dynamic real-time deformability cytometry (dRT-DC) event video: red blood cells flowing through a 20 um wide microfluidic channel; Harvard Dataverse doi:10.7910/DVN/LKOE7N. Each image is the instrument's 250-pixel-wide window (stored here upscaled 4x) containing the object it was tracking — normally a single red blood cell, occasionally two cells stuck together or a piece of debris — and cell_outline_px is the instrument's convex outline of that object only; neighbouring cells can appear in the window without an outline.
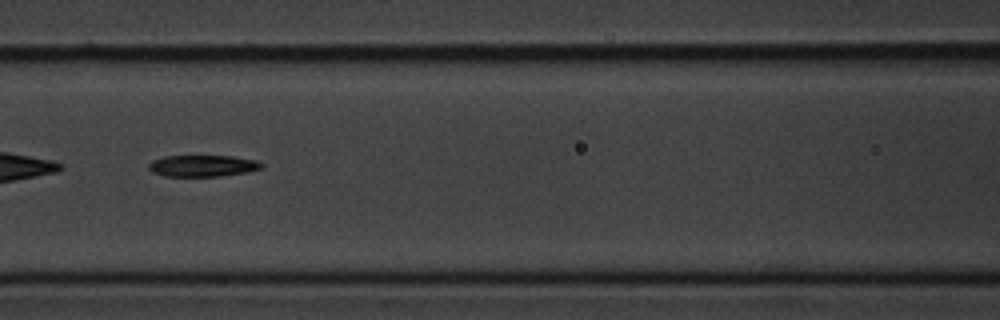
{"species": "common noctule bat (a hibernating species)", "species_latin": "Nyctalus noctula", "temperature_condition": "cold", "stored_images_in_passage": 12, "camera_frame_rate_fps": 3000, "um_per_image_px": 0.085, "animal": {"sex": "male", "body_mass_g": 20.1, "forearm_length_mm": 53.5}, "frame": {"image": 1, "passage_image": 6, "time_ms": 6.667, "image_size_px": [1000, 320], "cell_outline_px": [[264, 164], [260, 168], [248, 172], [220, 176], [164, 176], [152, 172], [148, 168], [148, 164], [152, 160], [164, 156], [232, 156], [256, 160]], "centroid_in_image_um": [17.2, 14.09], "position_along_channel_um": 149.4, "area_um2": 14.16}}
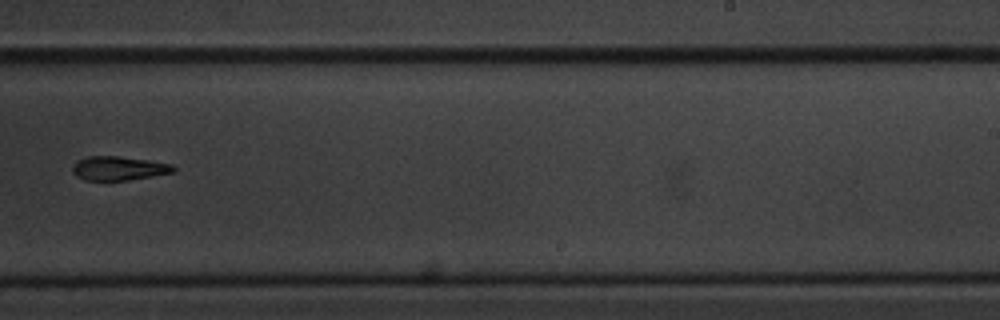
{"frame": {"image": 2, "passage_image": 9, "time_ms": 10.333, "image_size_px": [1000, 320], "cell_outline_px": [[176, 172], [128, 180], [84, 180], [76, 176], [72, 172], [72, 164], [76, 160], [88, 156], [116, 156], [148, 160], [172, 164], [176, 168]], "centroid_in_image_um": [10.07, 14.3], "position_along_channel_um": 278.9, "area_um2": 14.22}}
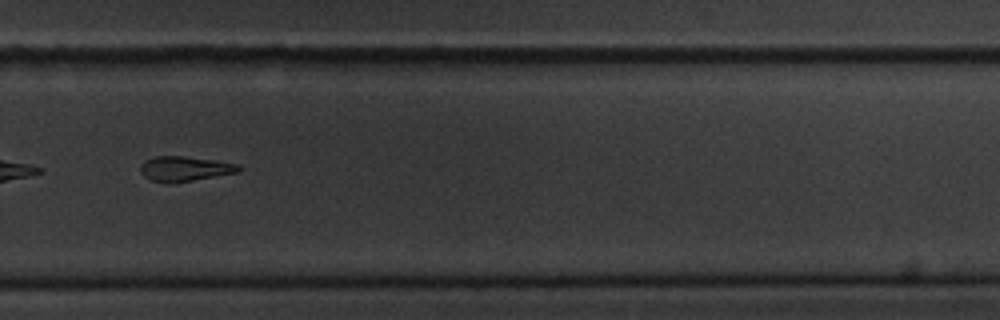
{"frame": {"image": 3, "passage_image": 10, "time_ms": 11.333, "image_size_px": [1000, 320], "cell_outline_px": [[244, 168], [240, 172], [192, 180], [152, 180], [144, 176], [140, 172], [140, 164], [144, 160], [156, 156], [184, 156], [212, 160], [236, 164]], "centroid_in_image_um": [15.73, 14.3], "position_along_channel_um": 314.1, "area_um2": 13.7}}